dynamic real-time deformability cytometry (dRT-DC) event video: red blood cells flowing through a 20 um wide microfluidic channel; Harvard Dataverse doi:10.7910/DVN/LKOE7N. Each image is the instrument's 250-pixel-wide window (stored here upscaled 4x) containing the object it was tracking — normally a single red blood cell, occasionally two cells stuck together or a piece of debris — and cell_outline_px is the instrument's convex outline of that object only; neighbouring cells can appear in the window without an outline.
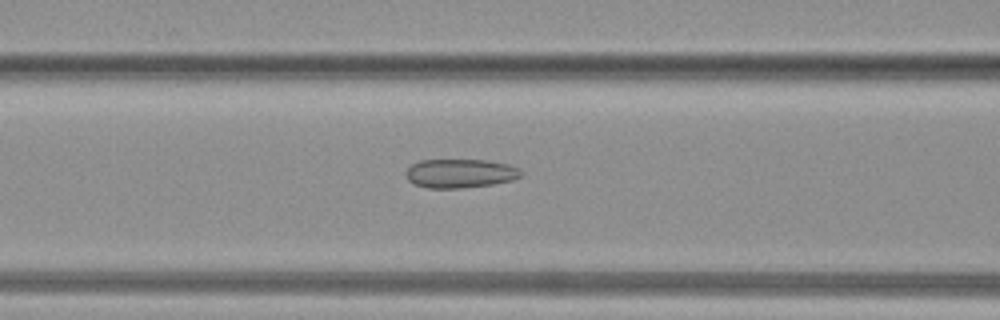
{"species": "common noctule bat (a hibernating species)", "species_latin": "Nyctalus noctula", "temperature_condition": "warm", "stored_images_in_passage": 38, "camera_frame_rate_fps": 3000, "um_per_image_px": 0.085, "animal": {"sex": "female", "body_mass_g": 19.3, "forearm_length_mm": 54.1}, "frame": {"image": 1, "passage_image": 16, "time_ms": 5.0, "image_size_px": [1000, 320], "cell_outline_px": [[524, 172], [520, 176], [512, 180], [492, 184], [464, 188], [428, 188], [412, 184], [408, 180], [404, 172], [412, 164], [420, 160], [484, 160], [508, 164], [520, 168]], "centroid_in_image_um": [39.1, 14.74], "position_along_channel_um": 127.5, "area_um2": 19.54}}
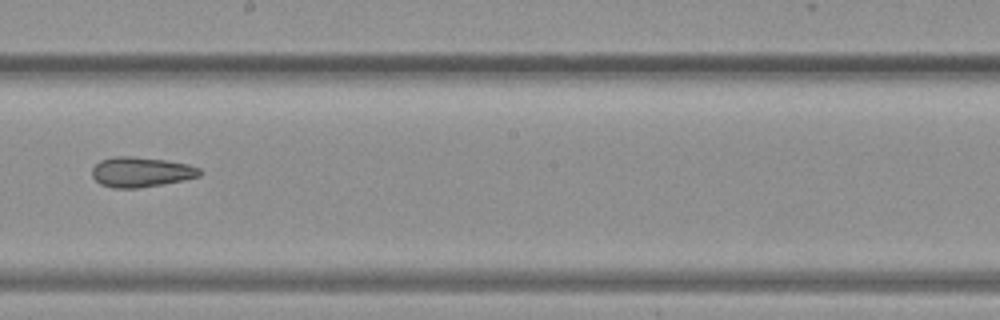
{"frame": {"image": 2, "passage_image": 22, "time_ms": 7.0, "image_size_px": [1000, 320], "cell_outline_px": [[204, 172], [200, 176], [184, 180], [164, 184], [136, 188], [112, 188], [100, 184], [92, 176], [92, 168], [100, 160], [112, 156], [132, 156], [164, 160], [188, 164], [200, 168]], "centroid_in_image_um": [12.0, 14.62], "position_along_channel_um": 236.2, "area_um2": 19.02}}
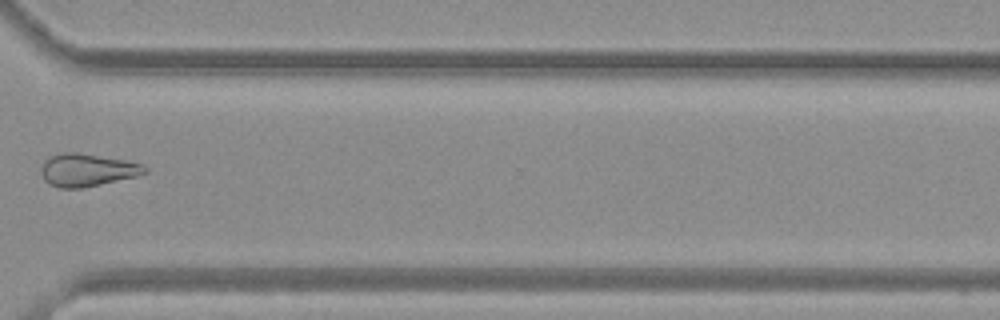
{"frame": {"image": 3, "passage_image": 29, "time_ms": 9.333, "image_size_px": [1000, 320], "cell_outline_px": [[148, 172], [136, 176], [84, 188], [60, 188], [48, 184], [44, 180], [40, 172], [40, 168], [44, 160], [48, 156], [60, 152], [76, 152], [124, 160], [144, 164], [148, 168]], "centroid_in_image_um": [7.37, 14.45], "position_along_channel_um": 363.2, "area_um2": 20.0}}